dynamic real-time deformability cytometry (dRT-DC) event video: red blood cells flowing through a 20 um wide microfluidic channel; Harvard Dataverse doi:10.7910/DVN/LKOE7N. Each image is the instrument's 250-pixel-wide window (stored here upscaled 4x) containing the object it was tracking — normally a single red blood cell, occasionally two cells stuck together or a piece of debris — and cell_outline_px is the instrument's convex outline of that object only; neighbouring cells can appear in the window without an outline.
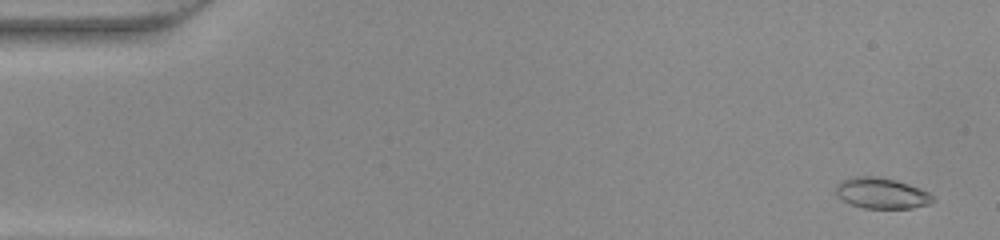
{"species": "common noctule bat (a hibernating species)", "species_latin": "Nyctalus noctula", "temperature_condition": "warm", "stored_images_in_passage": 49, "camera_frame_rate_fps": 3000, "um_per_image_px": 0.085, "animal": {"sex": "female", "body_mass_g": 22.0, "forearm_length_mm": 56.7}, "frame": {"image": 1, "passage_image": 2, "time_ms": 0.333, "image_size_px": [1000, 240], "cell_outline_px": [[936, 200], [928, 204], [912, 208], [864, 208], [852, 204], [844, 200], [836, 192], [836, 184], [840, 180], [856, 176], [876, 176], [896, 180], [920, 188], [928, 192]], "centroid_in_image_um": [74.94, 16.41], "position_along_channel_um": 10.1, "area_um2": 17.28}}
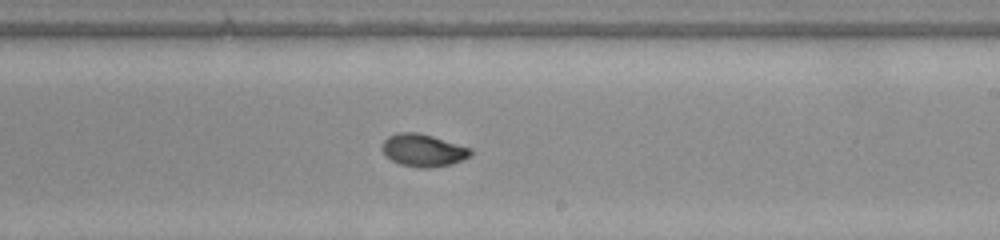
{"frame": {"image": 2, "passage_image": 29, "time_ms": 9.333, "image_size_px": [1000, 240], "cell_outline_px": [[472, 156], [452, 164], [428, 168], [420, 168], [400, 164], [384, 156], [384, 140], [388, 136], [396, 132], [416, 132], [432, 136], [472, 148]], "centroid_in_image_um": [36.0, 12.78], "position_along_channel_um": 253.0, "area_um2": 16.76}}
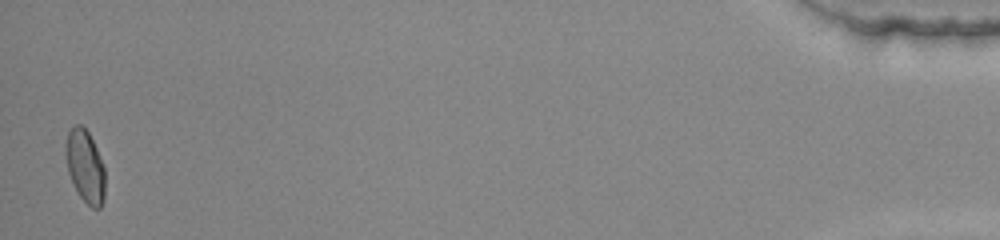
{"frame": {"image": 3, "passage_image": 48, "time_ms": 15.667, "image_size_px": [1000, 240], "cell_outline_px": [[104, 200], [100, 208], [92, 208], [76, 192], [68, 172], [64, 152], [64, 144], [68, 132], [76, 124], [80, 124], [88, 132], [96, 148], [104, 168]], "centroid_in_image_um": [7.21, 14.14], "position_along_channel_um": 428.0, "area_um2": 16.65}}